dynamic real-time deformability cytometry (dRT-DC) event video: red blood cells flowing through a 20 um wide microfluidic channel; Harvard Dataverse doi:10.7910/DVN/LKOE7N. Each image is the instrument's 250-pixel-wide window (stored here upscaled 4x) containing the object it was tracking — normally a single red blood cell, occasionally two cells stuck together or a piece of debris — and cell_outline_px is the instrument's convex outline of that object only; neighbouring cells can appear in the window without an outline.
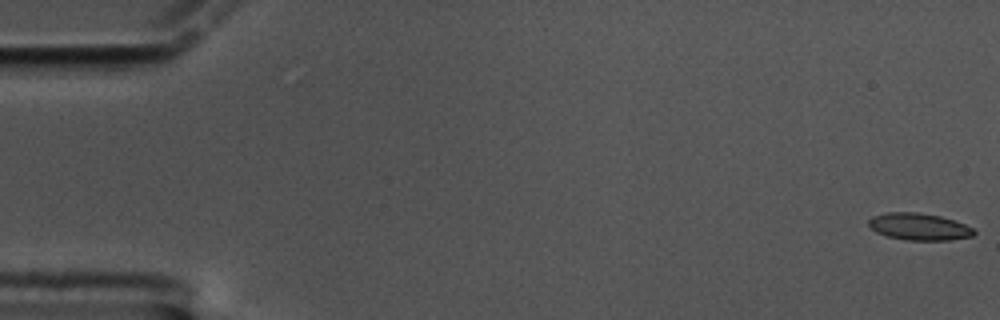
{"species": "common noctule bat (a hibernating species)", "species_latin": "Nyctalus noctula", "temperature_condition": "cold", "stored_images_in_passage": 9, "camera_frame_rate_fps": 3000, "um_per_image_px": 0.085, "animal": {"sex": "male", "body_mass_g": 17.5, "forearm_length_mm": 52.3}, "frame": {"image": 1, "passage_image": 1, "time_ms": 0.0, "image_size_px": [1000, 320], "cell_outline_px": [[976, 232], [972, 236], [948, 240], [908, 240], [888, 236], [876, 232], [868, 224], [868, 220], [872, 216], [888, 212], [916, 212], [940, 216], [964, 224], [972, 228]], "centroid_in_image_um": [78.1, 19.26], "position_along_channel_um": 6.9, "area_um2": 16.36}}